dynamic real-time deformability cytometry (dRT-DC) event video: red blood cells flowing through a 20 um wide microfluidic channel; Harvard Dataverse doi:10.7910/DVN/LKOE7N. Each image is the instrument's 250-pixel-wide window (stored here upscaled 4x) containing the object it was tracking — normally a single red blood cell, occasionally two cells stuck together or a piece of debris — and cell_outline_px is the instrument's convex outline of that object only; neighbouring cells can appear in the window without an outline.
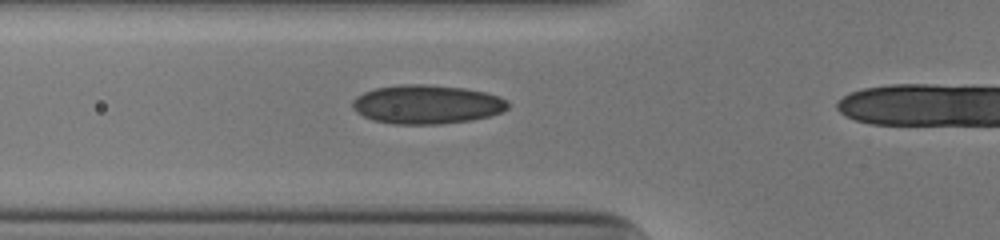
{"species": "human", "species_latin": "Homo sapiens", "temperature_condition": "cold", "stored_images_in_passage": 21, "camera_frame_rate_fps": 3000, "um_per_image_px": 0.085, "donor": {"sex": "male"}, "frame": {"image": 1, "passage_image": 13, "time_ms": 4.0, "image_size_px": [1000, 240], "cell_outline_px": [[508, 108], [500, 112], [488, 116], [472, 120], [440, 124], [392, 124], [372, 120], [356, 112], [352, 108], [352, 100], [356, 96], [364, 92], [376, 88], [400, 84], [424, 84], [464, 88], [484, 92], [500, 96], [508, 100]], "centroid_in_image_um": [36.26, 8.87], "position_along_channel_um": 89.5, "area_um2": 35.37}}
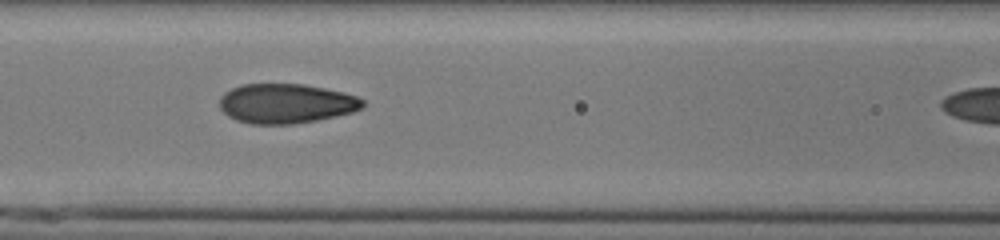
{"frame": {"image": 2, "passage_image": 17, "time_ms": 5.333, "image_size_px": [1000, 240], "cell_outline_px": [[364, 108], [352, 112], [336, 116], [316, 120], [292, 124], [252, 124], [236, 120], [228, 116], [220, 108], [220, 96], [224, 92], [240, 84], [304, 84], [344, 92], [356, 96], [364, 100]], "centroid_in_image_um": [24.31, 8.79], "position_along_channel_um": 142.3, "area_um2": 33.18}}
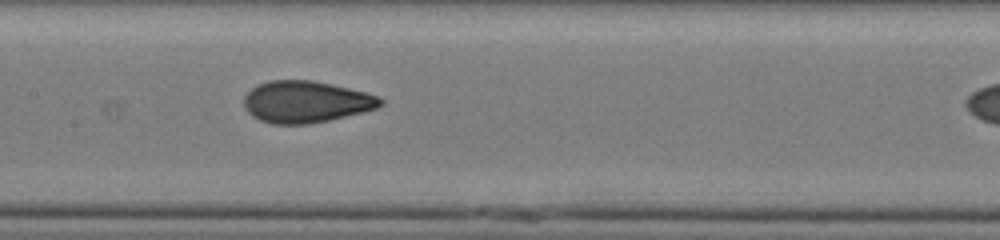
{"frame": {"image": 3, "passage_image": 20, "time_ms": 6.333, "image_size_px": [1000, 240], "cell_outline_px": [[384, 104], [376, 108], [364, 112], [328, 120], [308, 124], [272, 124], [260, 120], [252, 116], [244, 108], [244, 96], [256, 84], [268, 80], [312, 80], [348, 88], [380, 96], [384, 100]], "centroid_in_image_um": [25.99, 8.65], "position_along_channel_um": 181.4, "area_um2": 33.29}}